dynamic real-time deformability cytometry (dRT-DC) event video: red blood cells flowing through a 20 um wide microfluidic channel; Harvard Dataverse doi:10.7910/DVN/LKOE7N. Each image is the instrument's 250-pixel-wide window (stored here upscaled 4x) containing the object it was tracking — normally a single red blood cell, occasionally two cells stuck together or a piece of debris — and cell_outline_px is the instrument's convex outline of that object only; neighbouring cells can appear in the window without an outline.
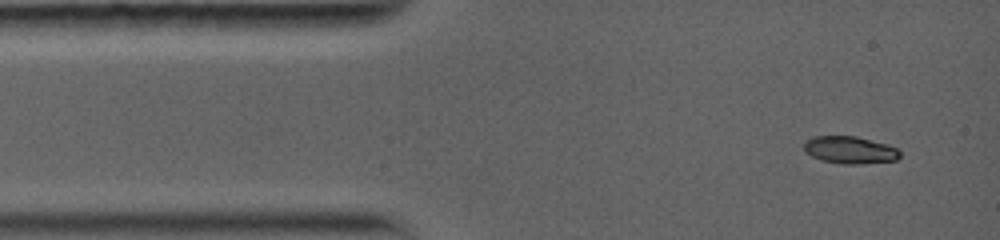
{"species": "common noctule bat (a hibernating species)", "species_latin": "Nyctalus noctula", "temperature_condition": "warm", "stored_images_in_passage": 6, "camera_frame_rate_fps": 5000, "um_per_image_px": 0.085, "animal": {"sex": "female", "body_mass_g": 19.0, "forearm_length_mm": 56.7}, "frame": {"image": 1, "passage_image": 1, "time_ms": 0.0, "image_size_px": [1000, 240], "cell_outline_px": [[900, 156], [896, 160], [856, 164], [844, 164], [824, 160], [812, 156], [804, 152], [804, 144], [808, 140], [816, 136], [856, 136], [888, 144], [896, 148], [900, 152]], "centroid_in_image_um": [72.26, 12.74], "position_along_channel_um": 12.7, "area_um2": 15.09}}
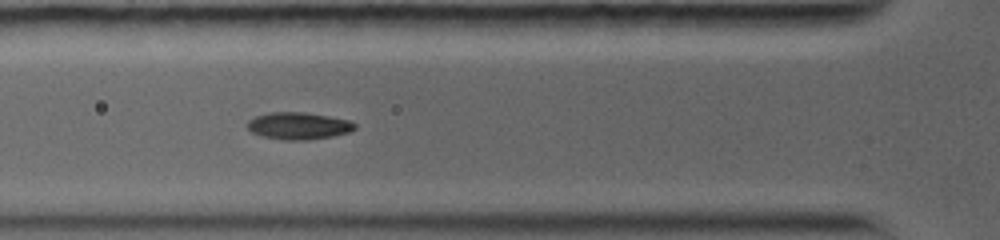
{"frame": {"image": 2, "passage_image": 5, "time_ms": 3.6, "image_size_px": [1000, 240], "cell_outline_px": [[356, 128], [348, 132], [332, 136], [308, 140], [284, 140], [264, 136], [252, 132], [248, 128], [248, 120], [256, 116], [268, 112], [304, 112], [328, 116], [348, 120], [356, 124]], "centroid_in_image_um": [25.37, 10.69], "position_along_channel_um": 100.4, "area_um2": 16.82}}
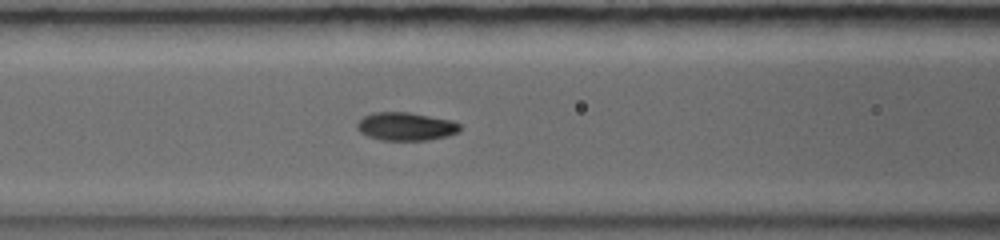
{"frame": {"image": 3, "passage_image": 6, "time_ms": 4.4, "image_size_px": [1000, 240], "cell_outline_px": [[460, 132], [448, 136], [428, 140], [380, 140], [368, 136], [360, 132], [356, 128], [356, 124], [364, 116], [372, 112], [408, 112], [452, 120], [460, 124]], "centroid_in_image_um": [34.5, 10.75], "position_along_channel_um": 132.1, "area_um2": 16.99}}